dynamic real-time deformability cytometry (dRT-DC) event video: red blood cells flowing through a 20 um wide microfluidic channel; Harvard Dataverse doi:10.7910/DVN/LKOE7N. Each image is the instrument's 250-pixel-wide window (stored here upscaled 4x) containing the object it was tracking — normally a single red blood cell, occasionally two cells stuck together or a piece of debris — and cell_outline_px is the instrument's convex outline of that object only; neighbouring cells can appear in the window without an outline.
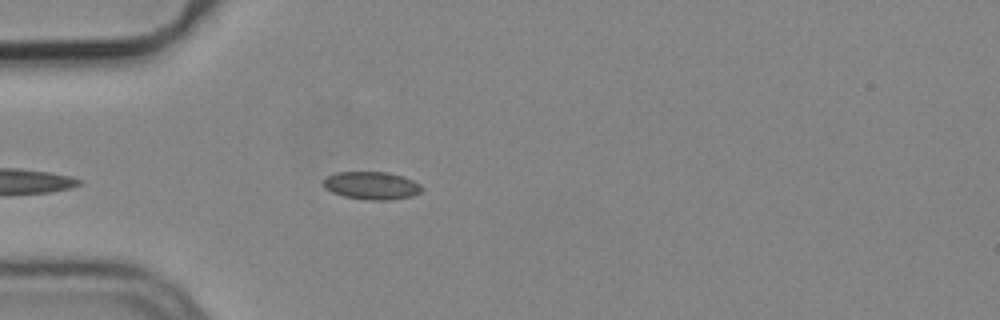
{"species": "common noctule bat (a hibernating species)", "species_latin": "Nyctalus noctula", "temperature_condition": "cold", "stored_images_in_passage": 4, "camera_frame_rate_fps": 3000, "um_per_image_px": 0.085, "animal": {"sex": "male", "body_mass_g": 19.2, "forearm_length_mm": 51.8}, "frame": {"image": 1, "passage_image": 4, "time_ms": 1.0, "image_size_px": [1000, 320], "cell_outline_px": [[424, 188], [420, 192], [412, 196], [392, 200], [368, 200], [344, 196], [332, 192], [324, 188], [324, 176], [336, 172], [388, 172], [404, 176], [420, 184]], "centroid_in_image_um": [31.59, 15.77], "position_along_channel_um": 53.4, "area_um2": 16.13}}